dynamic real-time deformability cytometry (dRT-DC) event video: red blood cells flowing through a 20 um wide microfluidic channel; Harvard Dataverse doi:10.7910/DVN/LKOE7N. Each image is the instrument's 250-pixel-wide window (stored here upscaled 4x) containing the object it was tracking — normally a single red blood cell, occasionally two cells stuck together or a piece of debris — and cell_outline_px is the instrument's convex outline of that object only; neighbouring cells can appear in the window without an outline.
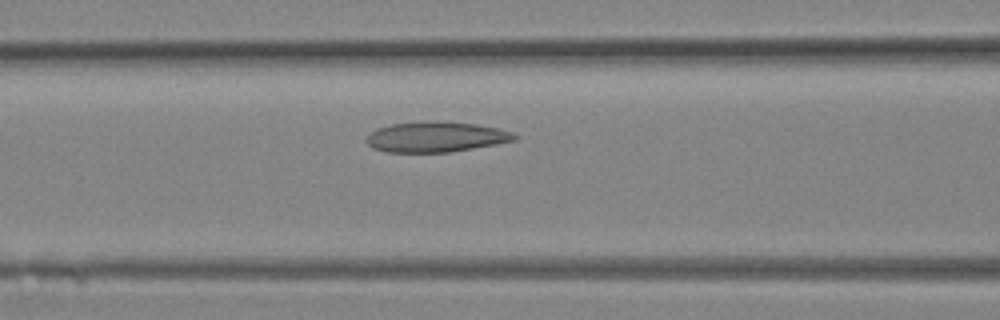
{"species": "Egyptian fruit bat (a non-hibernating species)", "species_latin": "Rousettus aegyptiacus", "temperature_condition": "room temperature", "stored_images_in_passage": 14, "camera_frame_rate_fps": 3000, "um_per_image_px": 0.085, "animal": {"sex": "female"}, "frame": {"image": 1, "passage_image": 10, "time_ms": 3.0, "image_size_px": [1000, 320], "cell_outline_px": [[516, 140], [496, 144], [452, 152], [384, 152], [372, 148], [368, 144], [368, 136], [376, 128], [392, 124], [476, 124], [496, 128], [512, 132], [516, 136]], "centroid_in_image_um": [37.06, 11.7], "position_along_channel_um": 129.5, "area_um2": 24.91}}
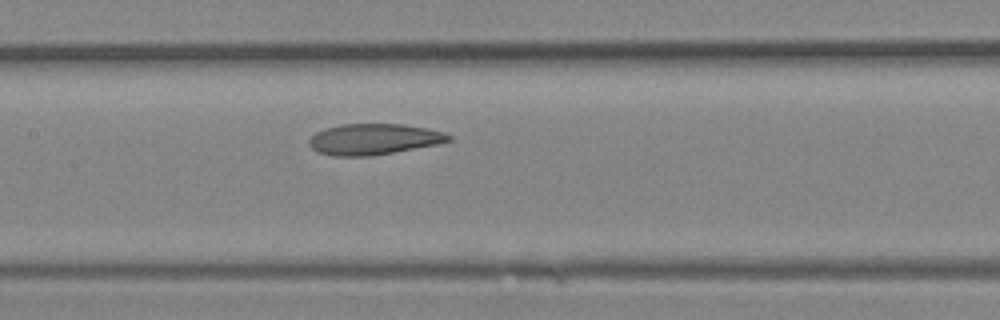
{"frame": {"image": 2, "passage_image": 12, "time_ms": 3.667, "image_size_px": [1000, 320], "cell_outline_px": [[452, 140], [436, 144], [392, 152], [368, 156], [332, 156], [320, 152], [312, 148], [308, 144], [308, 140], [316, 132], [324, 128], [344, 124], [404, 124], [428, 128], [444, 132], [452, 136]], "centroid_in_image_um": [31.76, 11.82], "position_along_channel_um": 175.6, "area_um2": 25.03}}
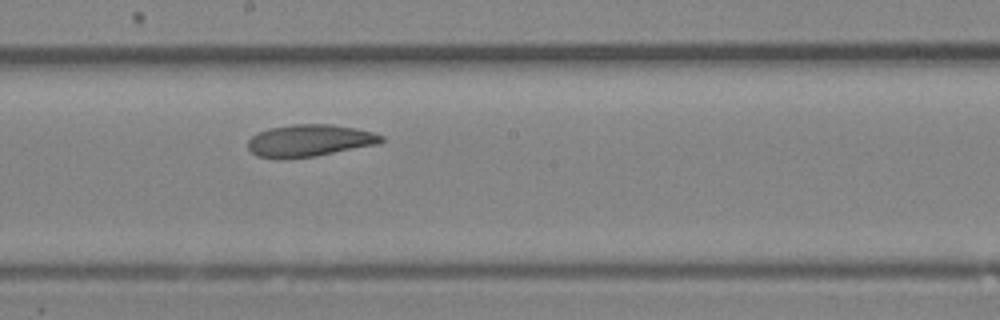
{"frame": {"image": 3, "passage_image": 14, "time_ms": 4.333, "image_size_px": [1000, 320], "cell_outline_px": [[384, 140], [380, 144], [316, 156], [288, 160], [276, 160], [256, 156], [248, 148], [248, 140], [256, 132], [268, 128], [292, 124], [332, 124], [356, 128], [372, 132], [384, 136]], "centroid_in_image_um": [26.28, 11.97], "position_along_channel_um": 221.9, "area_um2": 25.61}}